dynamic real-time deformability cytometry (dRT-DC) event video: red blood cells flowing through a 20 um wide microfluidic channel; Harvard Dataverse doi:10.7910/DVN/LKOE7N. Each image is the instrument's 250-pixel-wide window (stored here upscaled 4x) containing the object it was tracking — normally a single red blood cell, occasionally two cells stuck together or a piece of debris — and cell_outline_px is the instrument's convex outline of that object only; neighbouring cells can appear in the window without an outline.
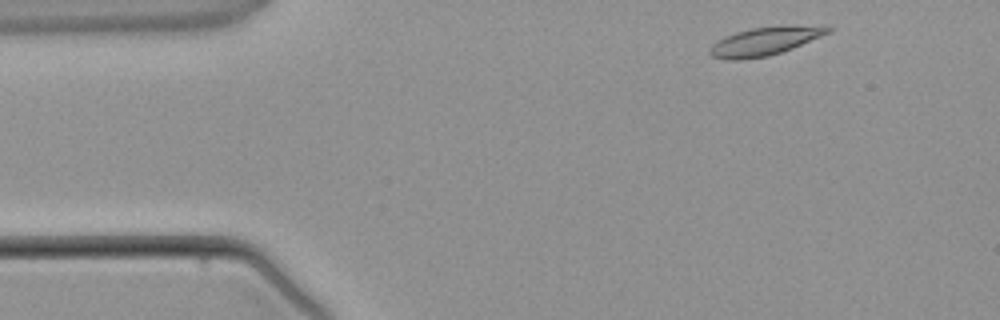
{"species": "common noctule bat (a hibernating species)", "species_latin": "Nyctalus noctula", "temperature_condition": "warm", "stored_images_in_passage": 4, "camera_frame_rate_fps": 3000, "um_per_image_px": 0.085, "animal": {"sex": "male", "body_mass_g": 21.5, "forearm_length_mm": 52.0}, "frame": {"image": 1, "passage_image": 1, "time_ms": 0.0, "image_size_px": [1000, 320], "cell_outline_px": [[832, 28], [828, 32], [820, 36], [792, 48], [768, 56], [740, 60], [728, 60], [712, 56], [708, 52], [708, 48], [712, 44], [736, 32], [752, 28], [788, 24], [824, 24]], "centroid_in_image_um": [65.06, 3.47], "position_along_channel_um": 19.9, "area_um2": 19.65}}